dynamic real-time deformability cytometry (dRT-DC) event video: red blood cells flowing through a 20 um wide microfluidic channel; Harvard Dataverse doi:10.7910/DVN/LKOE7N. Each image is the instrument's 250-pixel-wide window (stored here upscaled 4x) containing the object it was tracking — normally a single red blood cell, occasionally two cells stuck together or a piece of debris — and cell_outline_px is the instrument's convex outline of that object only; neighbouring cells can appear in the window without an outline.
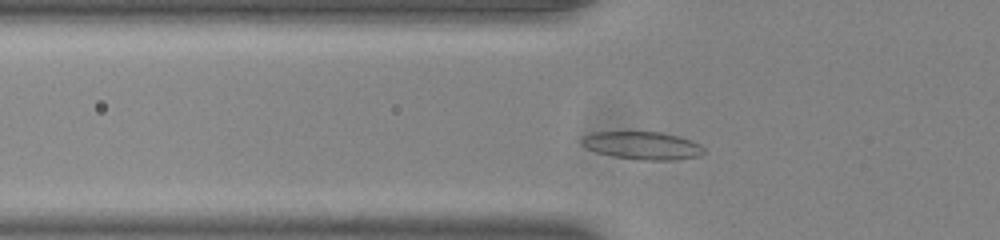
{"species": "common noctule bat (a hibernating species)", "species_latin": "Nyctalus noctula", "temperature_condition": "room temperature", "stored_images_in_passage": 42, "camera_frame_rate_fps": 3000, "um_per_image_px": 0.085, "animal": {"sex": "male", "body_mass_g": 20.0, "forearm_length_mm": 53.3}, "frame": {"image": 1, "passage_image": 7, "time_ms": 2.0, "image_size_px": [1000, 240], "cell_outline_px": [[704, 152], [700, 156], [672, 160], [640, 160], [612, 156], [596, 152], [580, 144], [580, 140], [584, 136], [592, 132], [660, 132], [680, 136], [700, 144], [704, 148]], "centroid_in_image_um": [54.6, 12.37], "position_along_channel_um": 71.2, "area_um2": 19.88}}
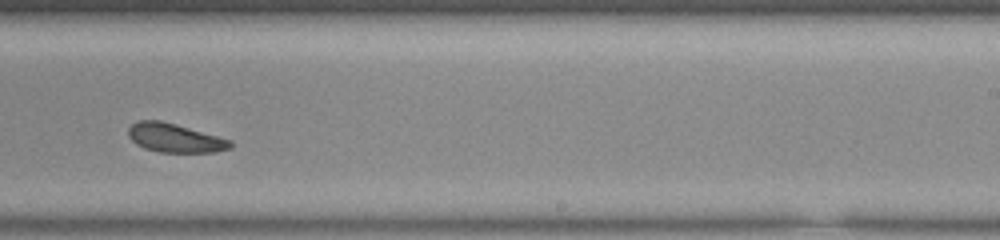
{"frame": {"image": 2, "passage_image": 23, "time_ms": 7.333, "image_size_px": [1000, 240], "cell_outline_px": [[232, 148], [216, 152], [160, 152], [144, 148], [136, 144], [128, 136], [128, 128], [132, 124], [140, 120], [160, 120], [176, 124], [232, 140]], "centroid_in_image_um": [14.87, 11.73], "position_along_channel_um": 274.1, "area_um2": 17.17}}
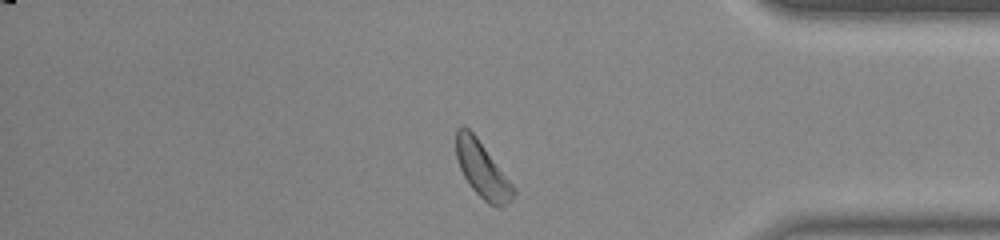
{"frame": {"image": 3, "passage_image": 34, "time_ms": 11.0, "image_size_px": [1000, 240], "cell_outline_px": [[516, 192], [512, 200], [508, 204], [500, 208], [496, 208], [488, 204], [468, 184], [460, 168], [456, 156], [456, 128], [460, 124], [464, 124], [476, 136], [516, 188]], "centroid_in_image_um": [41.0, 14.44], "position_along_channel_um": 394.2, "area_um2": 18.9}, "authors_computed_cell_mechanics": {"area_um2": 17.7735, "velocity_mm_per_s": 3.8261, "shape_relaxation_time_tau1_ms": 4.0773, "shape_relaxation_time_tau2_ms": 3.4205, "deformation_change_tau1": 0.106, "deformation_change_tau2": 0.1018}}